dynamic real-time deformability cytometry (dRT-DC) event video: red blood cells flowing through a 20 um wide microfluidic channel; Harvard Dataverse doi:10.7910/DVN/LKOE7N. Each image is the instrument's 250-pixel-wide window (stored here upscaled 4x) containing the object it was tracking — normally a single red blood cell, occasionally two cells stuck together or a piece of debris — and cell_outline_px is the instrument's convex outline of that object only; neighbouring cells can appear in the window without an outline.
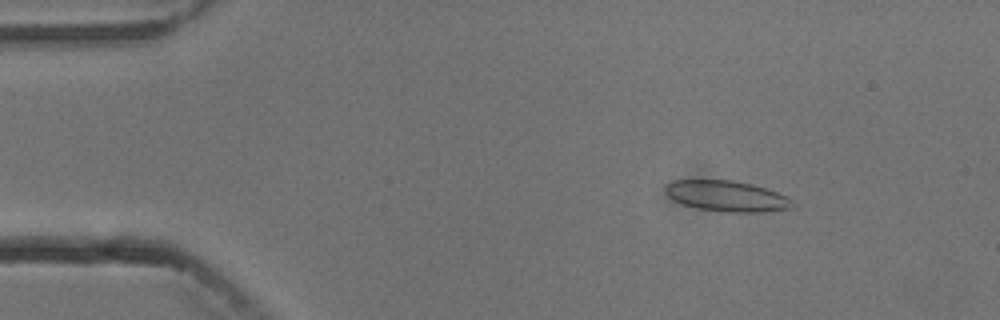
{"species": "common noctule bat (a hibernating species)", "species_latin": "Nyctalus noctula", "temperature_condition": "cold", "stored_images_in_passage": 6, "camera_frame_rate_fps": 3000, "um_per_image_px": 0.085, "animal": {"sex": "male", "body_mass_g": 13.3}, "frame": {"image": 1, "passage_image": 3, "time_ms": 2.333, "image_size_px": [1000, 320], "cell_outline_px": [[796, 204], [792, 208], [764, 212], [728, 212], [696, 208], [684, 204], [668, 196], [664, 192], [664, 188], [672, 180], [732, 180], [752, 184], [788, 196]], "centroid_in_image_um": [61.8, 16.67], "position_along_channel_um": 23.2, "area_um2": 22.77}}
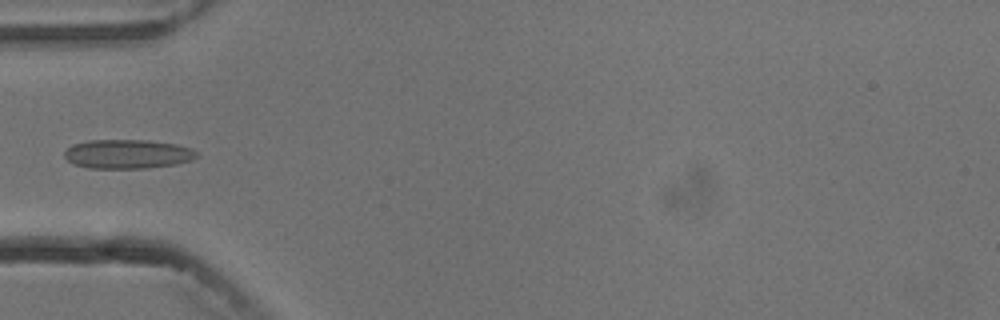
{"frame": {"image": 2, "passage_image": 6, "time_ms": 5.667, "image_size_px": [1000, 320], "cell_outline_px": [[200, 156], [192, 160], [176, 164], [144, 168], [88, 168], [72, 164], [64, 156], [64, 152], [72, 144], [88, 140], [148, 140], [176, 144], [192, 148]], "centroid_in_image_um": [10.85, 13.09], "position_along_channel_um": 74.2, "area_um2": 22.6}}